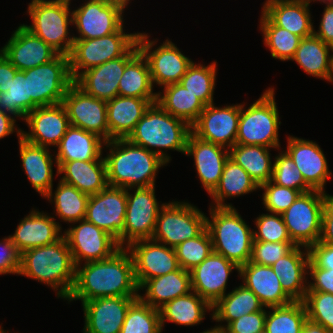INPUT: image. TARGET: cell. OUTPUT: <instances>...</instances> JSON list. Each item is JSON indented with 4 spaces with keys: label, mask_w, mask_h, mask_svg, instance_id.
<instances>
[{
    "label": "cell",
    "mask_w": 333,
    "mask_h": 333,
    "mask_svg": "<svg viewBox=\"0 0 333 333\" xmlns=\"http://www.w3.org/2000/svg\"><path fill=\"white\" fill-rule=\"evenodd\" d=\"M76 266L75 283L68 302L100 297L139 296L130 251L121 247L112 256Z\"/></svg>",
    "instance_id": "obj_1"
},
{
    "label": "cell",
    "mask_w": 333,
    "mask_h": 333,
    "mask_svg": "<svg viewBox=\"0 0 333 333\" xmlns=\"http://www.w3.org/2000/svg\"><path fill=\"white\" fill-rule=\"evenodd\" d=\"M104 146L110 151L104 157L109 186L124 189L156 186V173L167 165L157 154L126 138L112 139Z\"/></svg>",
    "instance_id": "obj_2"
},
{
    "label": "cell",
    "mask_w": 333,
    "mask_h": 333,
    "mask_svg": "<svg viewBox=\"0 0 333 333\" xmlns=\"http://www.w3.org/2000/svg\"><path fill=\"white\" fill-rule=\"evenodd\" d=\"M76 266L64 236L55 243L27 249L21 253L19 274L50 286L58 298L70 296Z\"/></svg>",
    "instance_id": "obj_3"
},
{
    "label": "cell",
    "mask_w": 333,
    "mask_h": 333,
    "mask_svg": "<svg viewBox=\"0 0 333 333\" xmlns=\"http://www.w3.org/2000/svg\"><path fill=\"white\" fill-rule=\"evenodd\" d=\"M191 132V126L187 122L172 116L155 102L150 105L126 139L152 151L168 164L171 157L165 153L166 149L176 150L185 155Z\"/></svg>",
    "instance_id": "obj_4"
},
{
    "label": "cell",
    "mask_w": 333,
    "mask_h": 333,
    "mask_svg": "<svg viewBox=\"0 0 333 333\" xmlns=\"http://www.w3.org/2000/svg\"><path fill=\"white\" fill-rule=\"evenodd\" d=\"M209 208L206 228L212 240L213 251L221 254L238 267L251 259L253 230L235 207Z\"/></svg>",
    "instance_id": "obj_5"
},
{
    "label": "cell",
    "mask_w": 333,
    "mask_h": 333,
    "mask_svg": "<svg viewBox=\"0 0 333 333\" xmlns=\"http://www.w3.org/2000/svg\"><path fill=\"white\" fill-rule=\"evenodd\" d=\"M71 0H31L27 13L31 25L23 26L41 38L59 54L69 56L74 38L69 33L72 24Z\"/></svg>",
    "instance_id": "obj_6"
},
{
    "label": "cell",
    "mask_w": 333,
    "mask_h": 333,
    "mask_svg": "<svg viewBox=\"0 0 333 333\" xmlns=\"http://www.w3.org/2000/svg\"><path fill=\"white\" fill-rule=\"evenodd\" d=\"M274 88H268L247 109L241 104L236 144L260 145L279 150V112ZM245 107V109H244Z\"/></svg>",
    "instance_id": "obj_7"
},
{
    "label": "cell",
    "mask_w": 333,
    "mask_h": 333,
    "mask_svg": "<svg viewBox=\"0 0 333 333\" xmlns=\"http://www.w3.org/2000/svg\"><path fill=\"white\" fill-rule=\"evenodd\" d=\"M206 215L189 202L169 201L159 210L152 240L175 248L206 228Z\"/></svg>",
    "instance_id": "obj_8"
},
{
    "label": "cell",
    "mask_w": 333,
    "mask_h": 333,
    "mask_svg": "<svg viewBox=\"0 0 333 333\" xmlns=\"http://www.w3.org/2000/svg\"><path fill=\"white\" fill-rule=\"evenodd\" d=\"M123 28L101 38L74 40L69 55L73 81L88 69L124 56L137 43L139 33H125Z\"/></svg>",
    "instance_id": "obj_9"
},
{
    "label": "cell",
    "mask_w": 333,
    "mask_h": 333,
    "mask_svg": "<svg viewBox=\"0 0 333 333\" xmlns=\"http://www.w3.org/2000/svg\"><path fill=\"white\" fill-rule=\"evenodd\" d=\"M329 194L319 190L301 193L281 215L292 242L302 249L317 243L321 236L322 211Z\"/></svg>",
    "instance_id": "obj_10"
},
{
    "label": "cell",
    "mask_w": 333,
    "mask_h": 333,
    "mask_svg": "<svg viewBox=\"0 0 333 333\" xmlns=\"http://www.w3.org/2000/svg\"><path fill=\"white\" fill-rule=\"evenodd\" d=\"M28 74V97L31 111L37 107L60 104L74 83L70 74L69 56L59 54L52 61L25 71Z\"/></svg>",
    "instance_id": "obj_11"
},
{
    "label": "cell",
    "mask_w": 333,
    "mask_h": 333,
    "mask_svg": "<svg viewBox=\"0 0 333 333\" xmlns=\"http://www.w3.org/2000/svg\"><path fill=\"white\" fill-rule=\"evenodd\" d=\"M156 43L145 32H139L137 45L148 62L153 86L156 84L165 87L180 82L193 60L185 56L169 39L153 50Z\"/></svg>",
    "instance_id": "obj_12"
},
{
    "label": "cell",
    "mask_w": 333,
    "mask_h": 333,
    "mask_svg": "<svg viewBox=\"0 0 333 333\" xmlns=\"http://www.w3.org/2000/svg\"><path fill=\"white\" fill-rule=\"evenodd\" d=\"M131 190L134 193H130ZM159 205L155 186L127 189L125 228L120 236V247L126 248L132 242L152 239L157 216L163 204Z\"/></svg>",
    "instance_id": "obj_13"
},
{
    "label": "cell",
    "mask_w": 333,
    "mask_h": 333,
    "mask_svg": "<svg viewBox=\"0 0 333 333\" xmlns=\"http://www.w3.org/2000/svg\"><path fill=\"white\" fill-rule=\"evenodd\" d=\"M124 10L121 4L107 0H87L72 10V24L78 36L74 40L96 39L110 35L124 27Z\"/></svg>",
    "instance_id": "obj_14"
},
{
    "label": "cell",
    "mask_w": 333,
    "mask_h": 333,
    "mask_svg": "<svg viewBox=\"0 0 333 333\" xmlns=\"http://www.w3.org/2000/svg\"><path fill=\"white\" fill-rule=\"evenodd\" d=\"M63 234L75 266L107 259L121 248L114 237L86 219L74 222Z\"/></svg>",
    "instance_id": "obj_15"
},
{
    "label": "cell",
    "mask_w": 333,
    "mask_h": 333,
    "mask_svg": "<svg viewBox=\"0 0 333 333\" xmlns=\"http://www.w3.org/2000/svg\"><path fill=\"white\" fill-rule=\"evenodd\" d=\"M127 189L107 186L90 195L85 219L114 237L120 246V236L125 228Z\"/></svg>",
    "instance_id": "obj_16"
},
{
    "label": "cell",
    "mask_w": 333,
    "mask_h": 333,
    "mask_svg": "<svg viewBox=\"0 0 333 333\" xmlns=\"http://www.w3.org/2000/svg\"><path fill=\"white\" fill-rule=\"evenodd\" d=\"M62 104L65 106L70 126L92 132L109 141L106 101L89 96L75 83L65 93Z\"/></svg>",
    "instance_id": "obj_17"
},
{
    "label": "cell",
    "mask_w": 333,
    "mask_h": 333,
    "mask_svg": "<svg viewBox=\"0 0 333 333\" xmlns=\"http://www.w3.org/2000/svg\"><path fill=\"white\" fill-rule=\"evenodd\" d=\"M214 105L205 106L191 131L202 140L230 149L236 144L241 104Z\"/></svg>",
    "instance_id": "obj_18"
},
{
    "label": "cell",
    "mask_w": 333,
    "mask_h": 333,
    "mask_svg": "<svg viewBox=\"0 0 333 333\" xmlns=\"http://www.w3.org/2000/svg\"><path fill=\"white\" fill-rule=\"evenodd\" d=\"M126 248L133 258L135 278L139 287L148 279L180 268L175 249L152 239L132 242Z\"/></svg>",
    "instance_id": "obj_19"
},
{
    "label": "cell",
    "mask_w": 333,
    "mask_h": 333,
    "mask_svg": "<svg viewBox=\"0 0 333 333\" xmlns=\"http://www.w3.org/2000/svg\"><path fill=\"white\" fill-rule=\"evenodd\" d=\"M30 131L21 130V137L29 143L49 148L57 147L70 122L65 106L60 103L37 107L24 119Z\"/></svg>",
    "instance_id": "obj_20"
},
{
    "label": "cell",
    "mask_w": 333,
    "mask_h": 333,
    "mask_svg": "<svg viewBox=\"0 0 333 333\" xmlns=\"http://www.w3.org/2000/svg\"><path fill=\"white\" fill-rule=\"evenodd\" d=\"M137 299L138 296H117L83 302V333H120L127 311Z\"/></svg>",
    "instance_id": "obj_21"
},
{
    "label": "cell",
    "mask_w": 333,
    "mask_h": 333,
    "mask_svg": "<svg viewBox=\"0 0 333 333\" xmlns=\"http://www.w3.org/2000/svg\"><path fill=\"white\" fill-rule=\"evenodd\" d=\"M239 267L219 253H212L190 270L191 288L212 306L225 296L228 278Z\"/></svg>",
    "instance_id": "obj_22"
},
{
    "label": "cell",
    "mask_w": 333,
    "mask_h": 333,
    "mask_svg": "<svg viewBox=\"0 0 333 333\" xmlns=\"http://www.w3.org/2000/svg\"><path fill=\"white\" fill-rule=\"evenodd\" d=\"M138 52L136 43L124 56L84 71L74 83L89 96L107 102L119 95V82L125 66Z\"/></svg>",
    "instance_id": "obj_23"
},
{
    "label": "cell",
    "mask_w": 333,
    "mask_h": 333,
    "mask_svg": "<svg viewBox=\"0 0 333 333\" xmlns=\"http://www.w3.org/2000/svg\"><path fill=\"white\" fill-rule=\"evenodd\" d=\"M0 51L18 70L26 71L55 59L59 53L41 38L32 34L23 24L13 31Z\"/></svg>",
    "instance_id": "obj_24"
},
{
    "label": "cell",
    "mask_w": 333,
    "mask_h": 333,
    "mask_svg": "<svg viewBox=\"0 0 333 333\" xmlns=\"http://www.w3.org/2000/svg\"><path fill=\"white\" fill-rule=\"evenodd\" d=\"M286 152L300 170L305 182L313 189L326 192L327 180L332 178L322 148L312 140L288 136Z\"/></svg>",
    "instance_id": "obj_25"
},
{
    "label": "cell",
    "mask_w": 333,
    "mask_h": 333,
    "mask_svg": "<svg viewBox=\"0 0 333 333\" xmlns=\"http://www.w3.org/2000/svg\"><path fill=\"white\" fill-rule=\"evenodd\" d=\"M192 156L200 183L210 194L219 184L225 162L229 158V149L208 142L190 133L186 152Z\"/></svg>",
    "instance_id": "obj_26"
},
{
    "label": "cell",
    "mask_w": 333,
    "mask_h": 333,
    "mask_svg": "<svg viewBox=\"0 0 333 333\" xmlns=\"http://www.w3.org/2000/svg\"><path fill=\"white\" fill-rule=\"evenodd\" d=\"M62 227L54 216L32 209L18 224L13 235H10L17 249L23 251L50 245L62 236Z\"/></svg>",
    "instance_id": "obj_27"
},
{
    "label": "cell",
    "mask_w": 333,
    "mask_h": 333,
    "mask_svg": "<svg viewBox=\"0 0 333 333\" xmlns=\"http://www.w3.org/2000/svg\"><path fill=\"white\" fill-rule=\"evenodd\" d=\"M239 275L243 285L258 297L264 307L284 306L293 302L282 289L279 278L271 266L248 261L239 267Z\"/></svg>",
    "instance_id": "obj_28"
},
{
    "label": "cell",
    "mask_w": 333,
    "mask_h": 333,
    "mask_svg": "<svg viewBox=\"0 0 333 333\" xmlns=\"http://www.w3.org/2000/svg\"><path fill=\"white\" fill-rule=\"evenodd\" d=\"M308 0H266L262 12L275 26L301 38L313 35Z\"/></svg>",
    "instance_id": "obj_29"
},
{
    "label": "cell",
    "mask_w": 333,
    "mask_h": 333,
    "mask_svg": "<svg viewBox=\"0 0 333 333\" xmlns=\"http://www.w3.org/2000/svg\"><path fill=\"white\" fill-rule=\"evenodd\" d=\"M301 250L295 246L271 266L282 289L293 301H304L308 288L309 252L305 247Z\"/></svg>",
    "instance_id": "obj_30"
},
{
    "label": "cell",
    "mask_w": 333,
    "mask_h": 333,
    "mask_svg": "<svg viewBox=\"0 0 333 333\" xmlns=\"http://www.w3.org/2000/svg\"><path fill=\"white\" fill-rule=\"evenodd\" d=\"M18 141L22 168L34 190L45 197L53 189V163L56 164V159L50 148L34 145L22 137H18Z\"/></svg>",
    "instance_id": "obj_31"
},
{
    "label": "cell",
    "mask_w": 333,
    "mask_h": 333,
    "mask_svg": "<svg viewBox=\"0 0 333 333\" xmlns=\"http://www.w3.org/2000/svg\"><path fill=\"white\" fill-rule=\"evenodd\" d=\"M157 99L116 96L106 102L109 141L127 138Z\"/></svg>",
    "instance_id": "obj_32"
},
{
    "label": "cell",
    "mask_w": 333,
    "mask_h": 333,
    "mask_svg": "<svg viewBox=\"0 0 333 333\" xmlns=\"http://www.w3.org/2000/svg\"><path fill=\"white\" fill-rule=\"evenodd\" d=\"M61 181L75 186L79 191L94 195L108 186L105 161H56Z\"/></svg>",
    "instance_id": "obj_33"
},
{
    "label": "cell",
    "mask_w": 333,
    "mask_h": 333,
    "mask_svg": "<svg viewBox=\"0 0 333 333\" xmlns=\"http://www.w3.org/2000/svg\"><path fill=\"white\" fill-rule=\"evenodd\" d=\"M144 289L145 294H139L138 298L159 309L165 303L192 291L190 271L180 267L174 272L148 279L139 287V291Z\"/></svg>",
    "instance_id": "obj_34"
},
{
    "label": "cell",
    "mask_w": 333,
    "mask_h": 333,
    "mask_svg": "<svg viewBox=\"0 0 333 333\" xmlns=\"http://www.w3.org/2000/svg\"><path fill=\"white\" fill-rule=\"evenodd\" d=\"M105 141L98 135L70 126L56 150V161H105ZM103 147V148H102Z\"/></svg>",
    "instance_id": "obj_35"
},
{
    "label": "cell",
    "mask_w": 333,
    "mask_h": 333,
    "mask_svg": "<svg viewBox=\"0 0 333 333\" xmlns=\"http://www.w3.org/2000/svg\"><path fill=\"white\" fill-rule=\"evenodd\" d=\"M330 51L333 53V47L313 34L301 39L291 60L295 61L307 75L332 83L333 54Z\"/></svg>",
    "instance_id": "obj_36"
},
{
    "label": "cell",
    "mask_w": 333,
    "mask_h": 333,
    "mask_svg": "<svg viewBox=\"0 0 333 333\" xmlns=\"http://www.w3.org/2000/svg\"><path fill=\"white\" fill-rule=\"evenodd\" d=\"M207 311H212V305L192 290L159 308L161 328L167 321L177 325L197 326L205 319Z\"/></svg>",
    "instance_id": "obj_37"
},
{
    "label": "cell",
    "mask_w": 333,
    "mask_h": 333,
    "mask_svg": "<svg viewBox=\"0 0 333 333\" xmlns=\"http://www.w3.org/2000/svg\"><path fill=\"white\" fill-rule=\"evenodd\" d=\"M263 308L264 306L258 297L243 284H240L212 306L211 319L221 324L226 322V325H216L223 330L230 322L239 317L261 311Z\"/></svg>",
    "instance_id": "obj_38"
},
{
    "label": "cell",
    "mask_w": 333,
    "mask_h": 333,
    "mask_svg": "<svg viewBox=\"0 0 333 333\" xmlns=\"http://www.w3.org/2000/svg\"><path fill=\"white\" fill-rule=\"evenodd\" d=\"M157 92L156 102L169 114L192 126L205 108V104L182 84L167 85Z\"/></svg>",
    "instance_id": "obj_39"
},
{
    "label": "cell",
    "mask_w": 333,
    "mask_h": 333,
    "mask_svg": "<svg viewBox=\"0 0 333 333\" xmlns=\"http://www.w3.org/2000/svg\"><path fill=\"white\" fill-rule=\"evenodd\" d=\"M260 190L250 175L232 159L225 162L219 184L209 194L213 199L212 207H233L225 200ZM226 202V203H225Z\"/></svg>",
    "instance_id": "obj_40"
},
{
    "label": "cell",
    "mask_w": 333,
    "mask_h": 333,
    "mask_svg": "<svg viewBox=\"0 0 333 333\" xmlns=\"http://www.w3.org/2000/svg\"><path fill=\"white\" fill-rule=\"evenodd\" d=\"M271 148L260 145L235 144L229 149V158L240 165L258 186L272 180Z\"/></svg>",
    "instance_id": "obj_41"
},
{
    "label": "cell",
    "mask_w": 333,
    "mask_h": 333,
    "mask_svg": "<svg viewBox=\"0 0 333 333\" xmlns=\"http://www.w3.org/2000/svg\"><path fill=\"white\" fill-rule=\"evenodd\" d=\"M153 87L148 62L139 51L125 66L119 82V95L157 99V93L153 92Z\"/></svg>",
    "instance_id": "obj_42"
},
{
    "label": "cell",
    "mask_w": 333,
    "mask_h": 333,
    "mask_svg": "<svg viewBox=\"0 0 333 333\" xmlns=\"http://www.w3.org/2000/svg\"><path fill=\"white\" fill-rule=\"evenodd\" d=\"M44 198L54 203V211L61 221L72 224L85 219L89 195L79 191L75 186L59 179L55 192L51 189Z\"/></svg>",
    "instance_id": "obj_43"
},
{
    "label": "cell",
    "mask_w": 333,
    "mask_h": 333,
    "mask_svg": "<svg viewBox=\"0 0 333 333\" xmlns=\"http://www.w3.org/2000/svg\"><path fill=\"white\" fill-rule=\"evenodd\" d=\"M266 310L265 327L268 333H301L307 321V310L303 301H293L284 306Z\"/></svg>",
    "instance_id": "obj_44"
},
{
    "label": "cell",
    "mask_w": 333,
    "mask_h": 333,
    "mask_svg": "<svg viewBox=\"0 0 333 333\" xmlns=\"http://www.w3.org/2000/svg\"><path fill=\"white\" fill-rule=\"evenodd\" d=\"M261 14L259 28L271 56L281 61H291L302 38L275 26L263 13Z\"/></svg>",
    "instance_id": "obj_45"
},
{
    "label": "cell",
    "mask_w": 333,
    "mask_h": 333,
    "mask_svg": "<svg viewBox=\"0 0 333 333\" xmlns=\"http://www.w3.org/2000/svg\"><path fill=\"white\" fill-rule=\"evenodd\" d=\"M217 62L209 65L195 64L188 67L186 74L181 78L182 84L189 92L197 96L205 105L214 103V89L217 75Z\"/></svg>",
    "instance_id": "obj_46"
},
{
    "label": "cell",
    "mask_w": 333,
    "mask_h": 333,
    "mask_svg": "<svg viewBox=\"0 0 333 333\" xmlns=\"http://www.w3.org/2000/svg\"><path fill=\"white\" fill-rule=\"evenodd\" d=\"M0 110L13 117L25 119L31 112V97H28V74L17 70L8 91L0 93Z\"/></svg>",
    "instance_id": "obj_47"
},
{
    "label": "cell",
    "mask_w": 333,
    "mask_h": 333,
    "mask_svg": "<svg viewBox=\"0 0 333 333\" xmlns=\"http://www.w3.org/2000/svg\"><path fill=\"white\" fill-rule=\"evenodd\" d=\"M120 333H162L159 309L138 298L129 307Z\"/></svg>",
    "instance_id": "obj_48"
},
{
    "label": "cell",
    "mask_w": 333,
    "mask_h": 333,
    "mask_svg": "<svg viewBox=\"0 0 333 333\" xmlns=\"http://www.w3.org/2000/svg\"><path fill=\"white\" fill-rule=\"evenodd\" d=\"M174 249L180 267L190 271L212 253L213 246L210 234L205 228L198 236L183 241Z\"/></svg>",
    "instance_id": "obj_49"
},
{
    "label": "cell",
    "mask_w": 333,
    "mask_h": 333,
    "mask_svg": "<svg viewBox=\"0 0 333 333\" xmlns=\"http://www.w3.org/2000/svg\"><path fill=\"white\" fill-rule=\"evenodd\" d=\"M274 159L272 181L275 184L299 190L301 193L313 190L286 151L281 150Z\"/></svg>",
    "instance_id": "obj_50"
},
{
    "label": "cell",
    "mask_w": 333,
    "mask_h": 333,
    "mask_svg": "<svg viewBox=\"0 0 333 333\" xmlns=\"http://www.w3.org/2000/svg\"><path fill=\"white\" fill-rule=\"evenodd\" d=\"M303 302L308 320L333 333V294L307 291Z\"/></svg>",
    "instance_id": "obj_51"
},
{
    "label": "cell",
    "mask_w": 333,
    "mask_h": 333,
    "mask_svg": "<svg viewBox=\"0 0 333 333\" xmlns=\"http://www.w3.org/2000/svg\"><path fill=\"white\" fill-rule=\"evenodd\" d=\"M255 219L254 241L292 242L281 214L263 213Z\"/></svg>",
    "instance_id": "obj_52"
},
{
    "label": "cell",
    "mask_w": 333,
    "mask_h": 333,
    "mask_svg": "<svg viewBox=\"0 0 333 333\" xmlns=\"http://www.w3.org/2000/svg\"><path fill=\"white\" fill-rule=\"evenodd\" d=\"M259 189L264 190L262 203L266 211L276 214L286 211L301 194L299 190L277 185L272 180L260 185Z\"/></svg>",
    "instance_id": "obj_53"
},
{
    "label": "cell",
    "mask_w": 333,
    "mask_h": 333,
    "mask_svg": "<svg viewBox=\"0 0 333 333\" xmlns=\"http://www.w3.org/2000/svg\"><path fill=\"white\" fill-rule=\"evenodd\" d=\"M295 246L293 242L253 241L250 261L259 265L272 266Z\"/></svg>",
    "instance_id": "obj_54"
},
{
    "label": "cell",
    "mask_w": 333,
    "mask_h": 333,
    "mask_svg": "<svg viewBox=\"0 0 333 333\" xmlns=\"http://www.w3.org/2000/svg\"><path fill=\"white\" fill-rule=\"evenodd\" d=\"M266 307L261 311L243 315L238 319L230 322L224 329L223 333H259L264 330Z\"/></svg>",
    "instance_id": "obj_55"
},
{
    "label": "cell",
    "mask_w": 333,
    "mask_h": 333,
    "mask_svg": "<svg viewBox=\"0 0 333 333\" xmlns=\"http://www.w3.org/2000/svg\"><path fill=\"white\" fill-rule=\"evenodd\" d=\"M21 252L13 243L10 235L0 241V275L19 274Z\"/></svg>",
    "instance_id": "obj_56"
},
{
    "label": "cell",
    "mask_w": 333,
    "mask_h": 333,
    "mask_svg": "<svg viewBox=\"0 0 333 333\" xmlns=\"http://www.w3.org/2000/svg\"><path fill=\"white\" fill-rule=\"evenodd\" d=\"M308 275L314 281L308 282L307 291L326 292L333 294V271L319 267H308Z\"/></svg>",
    "instance_id": "obj_57"
},
{
    "label": "cell",
    "mask_w": 333,
    "mask_h": 333,
    "mask_svg": "<svg viewBox=\"0 0 333 333\" xmlns=\"http://www.w3.org/2000/svg\"><path fill=\"white\" fill-rule=\"evenodd\" d=\"M308 267H319L322 269H332L333 271V246L317 242L308 248Z\"/></svg>",
    "instance_id": "obj_58"
},
{
    "label": "cell",
    "mask_w": 333,
    "mask_h": 333,
    "mask_svg": "<svg viewBox=\"0 0 333 333\" xmlns=\"http://www.w3.org/2000/svg\"><path fill=\"white\" fill-rule=\"evenodd\" d=\"M333 246V195H328L322 211L321 236L319 241Z\"/></svg>",
    "instance_id": "obj_59"
},
{
    "label": "cell",
    "mask_w": 333,
    "mask_h": 333,
    "mask_svg": "<svg viewBox=\"0 0 333 333\" xmlns=\"http://www.w3.org/2000/svg\"><path fill=\"white\" fill-rule=\"evenodd\" d=\"M313 34L320 38L325 44L333 47V5H326L320 21L319 30Z\"/></svg>",
    "instance_id": "obj_60"
},
{
    "label": "cell",
    "mask_w": 333,
    "mask_h": 333,
    "mask_svg": "<svg viewBox=\"0 0 333 333\" xmlns=\"http://www.w3.org/2000/svg\"><path fill=\"white\" fill-rule=\"evenodd\" d=\"M17 70L0 51V93L8 91Z\"/></svg>",
    "instance_id": "obj_61"
},
{
    "label": "cell",
    "mask_w": 333,
    "mask_h": 333,
    "mask_svg": "<svg viewBox=\"0 0 333 333\" xmlns=\"http://www.w3.org/2000/svg\"><path fill=\"white\" fill-rule=\"evenodd\" d=\"M16 120L11 114L0 110V139H4V137L13 134V132H16L18 137H21L22 129L17 127L15 124Z\"/></svg>",
    "instance_id": "obj_62"
},
{
    "label": "cell",
    "mask_w": 333,
    "mask_h": 333,
    "mask_svg": "<svg viewBox=\"0 0 333 333\" xmlns=\"http://www.w3.org/2000/svg\"><path fill=\"white\" fill-rule=\"evenodd\" d=\"M301 333H331V332L328 331L326 328H324L322 325H318L307 319V321L303 325Z\"/></svg>",
    "instance_id": "obj_63"
},
{
    "label": "cell",
    "mask_w": 333,
    "mask_h": 333,
    "mask_svg": "<svg viewBox=\"0 0 333 333\" xmlns=\"http://www.w3.org/2000/svg\"><path fill=\"white\" fill-rule=\"evenodd\" d=\"M201 333H223V330L218 328L217 326H214L208 330L206 329L205 331H203Z\"/></svg>",
    "instance_id": "obj_64"
},
{
    "label": "cell",
    "mask_w": 333,
    "mask_h": 333,
    "mask_svg": "<svg viewBox=\"0 0 333 333\" xmlns=\"http://www.w3.org/2000/svg\"><path fill=\"white\" fill-rule=\"evenodd\" d=\"M107 1L116 2L118 4H121L125 8H127L128 3L130 2V0H107Z\"/></svg>",
    "instance_id": "obj_65"
},
{
    "label": "cell",
    "mask_w": 333,
    "mask_h": 333,
    "mask_svg": "<svg viewBox=\"0 0 333 333\" xmlns=\"http://www.w3.org/2000/svg\"><path fill=\"white\" fill-rule=\"evenodd\" d=\"M314 2V1H319V2H323L324 4H326V5H333V0H308V2L309 3H311V2Z\"/></svg>",
    "instance_id": "obj_66"
},
{
    "label": "cell",
    "mask_w": 333,
    "mask_h": 333,
    "mask_svg": "<svg viewBox=\"0 0 333 333\" xmlns=\"http://www.w3.org/2000/svg\"><path fill=\"white\" fill-rule=\"evenodd\" d=\"M259 333H268V332L264 329L263 331H261Z\"/></svg>",
    "instance_id": "obj_67"
}]
</instances>
